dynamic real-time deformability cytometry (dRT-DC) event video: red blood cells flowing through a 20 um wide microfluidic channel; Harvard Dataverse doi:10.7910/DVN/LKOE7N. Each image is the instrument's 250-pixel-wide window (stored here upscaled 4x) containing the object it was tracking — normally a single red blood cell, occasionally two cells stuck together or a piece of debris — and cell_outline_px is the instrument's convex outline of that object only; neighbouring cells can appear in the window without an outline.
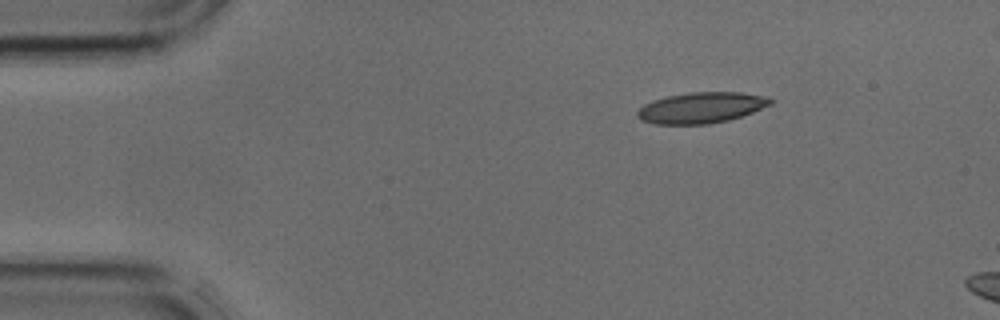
{"species": "common noctule bat (a hibernating species)", "species_latin": "Nyctalus noctula", "temperature_condition": "cold", "stored_images_in_passage": 5, "camera_frame_rate_fps": 3000, "um_per_image_px": 0.085, "animal": {"sex": "male", "body_mass_g": 17.9, "forearm_length_mm": 54.2}, "frame": {"image": 1, "passage_image": 1, "time_ms": 0.0, "image_size_px": [1000, 320], "cell_outline_px": [[776, 100], [772, 104], [752, 112], [728, 120], [708, 124], [656, 124], [640, 120], [636, 116], [636, 112], [644, 104], [652, 100], [668, 96], [688, 92], [740, 92], [768, 96]], "centroid_in_image_um": [59.62, 9.14], "position_along_channel_um": 25.4, "area_um2": 24.1}}